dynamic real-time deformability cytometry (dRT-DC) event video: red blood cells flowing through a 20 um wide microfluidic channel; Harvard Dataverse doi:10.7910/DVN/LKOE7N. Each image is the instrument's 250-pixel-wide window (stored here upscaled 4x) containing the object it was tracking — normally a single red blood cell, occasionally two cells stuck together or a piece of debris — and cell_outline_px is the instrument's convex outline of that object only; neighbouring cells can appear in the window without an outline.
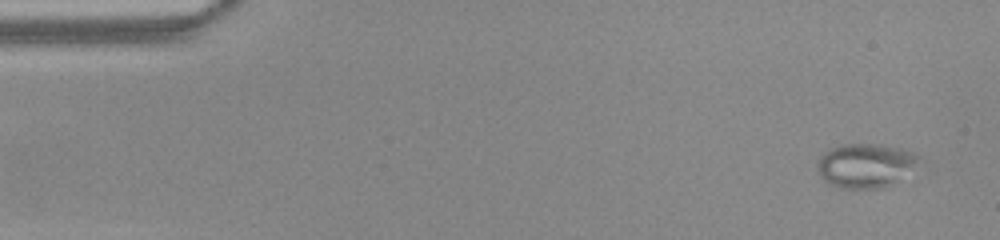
{"species": "common noctule bat (a hibernating species)", "species_latin": "Nyctalus noctula", "temperature_condition": "warm", "stored_images_in_passage": 50, "camera_frame_rate_fps": 3000, "um_per_image_px": 0.085, "animal": {"sex": "female", "body_mass_g": 22.0, "forearm_length_mm": 56.7}, "frame": {"image": 1, "passage_image": 2, "time_ms": 0.333, "image_size_px": [1000, 240], "cell_outline_px": [[920, 160], [892, 180], [880, 188], [840, 188], [828, 184], [820, 176], [816, 168], [816, 164], [820, 156], [828, 148], [844, 144], [880, 144], [900, 148], [912, 152], [920, 156]], "centroid_in_image_um": [73.42, 14.03], "position_along_channel_um": 11.6, "area_um2": 25.43}}
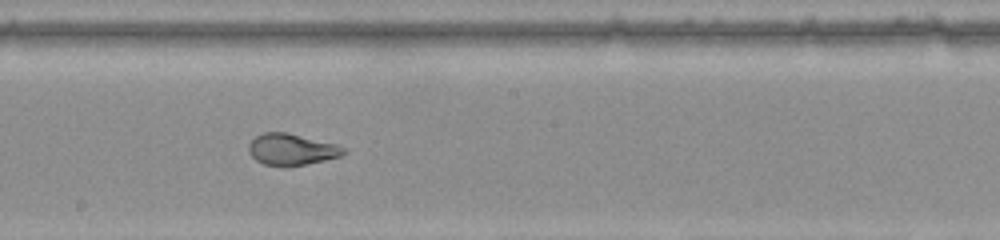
{"frame": {"image": 2, "passage_image": 27, "time_ms": 8.667, "image_size_px": [1000, 240], "cell_outline_px": [[348, 152], [340, 156], [324, 160], [304, 164], [264, 164], [256, 160], [248, 152], [248, 144], [256, 136], [264, 132], [284, 132], [336, 144], [348, 148]], "centroid_in_image_um": [24.8, 12.67], "position_along_channel_um": 223.4, "area_um2": 16.94}}
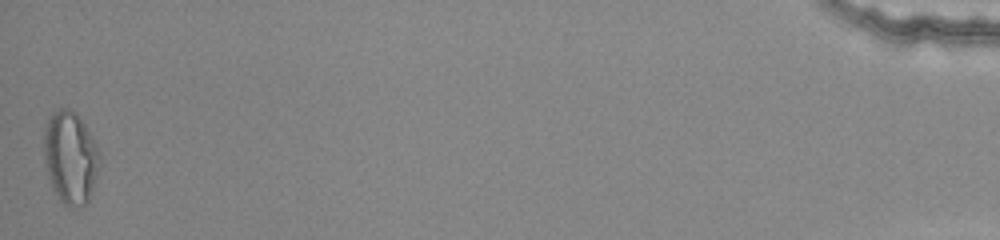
{"frame": {"image": 3, "passage_image": 50, "time_ms": 16.333, "image_size_px": [1000, 240], "cell_outline_px": [[100, 160], [92, 188], [88, 200], [84, 204], [64, 204], [60, 200], [52, 188], [48, 176], [44, 156], [44, 128], [52, 112], [60, 108], [68, 108], [76, 112], [84, 124], [100, 156]], "centroid_in_image_um": [5.94, 13.33], "position_along_channel_um": 429.3, "area_um2": 29.19}}